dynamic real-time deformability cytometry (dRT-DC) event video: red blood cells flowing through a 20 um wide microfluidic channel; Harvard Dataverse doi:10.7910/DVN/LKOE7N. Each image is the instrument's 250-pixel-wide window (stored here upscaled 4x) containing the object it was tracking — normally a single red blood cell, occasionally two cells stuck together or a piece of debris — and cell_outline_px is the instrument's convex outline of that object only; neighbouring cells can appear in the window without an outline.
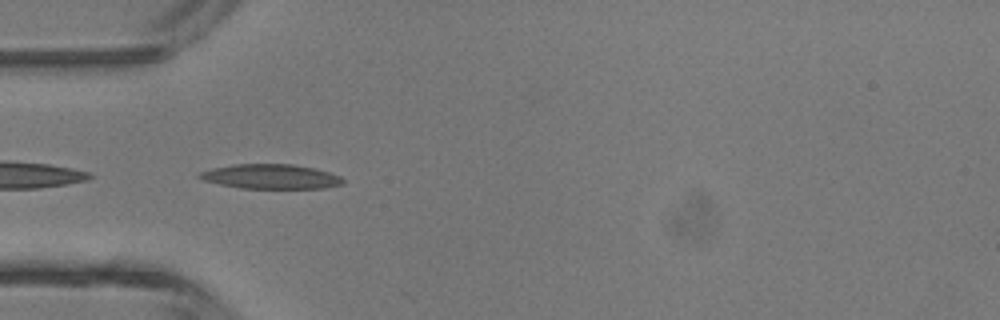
{"species": "common noctule bat (a hibernating species)", "species_latin": "Nyctalus noctula", "temperature_condition": "room temperature", "stored_images_in_passage": 30, "camera_frame_rate_fps": 3000, "um_per_image_px": 0.085, "animal": {"sex": "male", "body_mass_g": 13.3}, "frame": {"image": 1, "passage_image": 2, "time_ms": 0.333, "image_size_px": [1000, 320], "cell_outline_px": [[344, 184], [324, 188], [240, 188], [220, 184], [204, 180], [196, 176], [200, 172], [212, 168], [236, 164], [292, 164], [312, 168], [328, 172], [340, 176], [344, 180]], "centroid_in_image_um": [23.02, 15.01], "position_along_channel_um": 62.0, "area_um2": 20.4}}
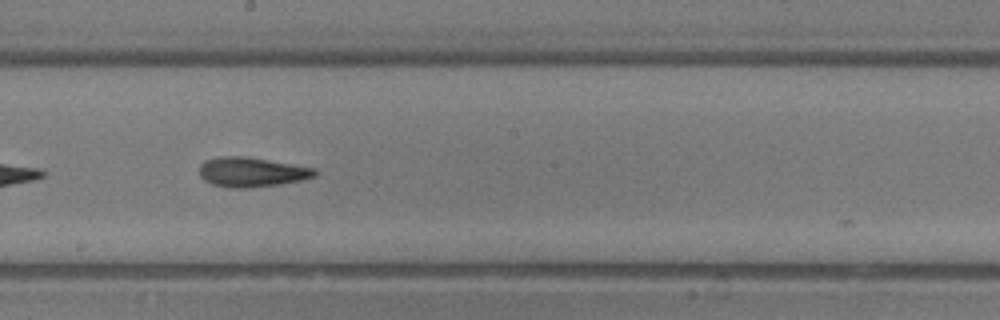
{"frame": {"image": 2, "passage_image": 13, "time_ms": 4.0, "image_size_px": [1000, 320], "cell_outline_px": [[316, 176], [300, 180], [280, 184], [248, 188], [232, 188], [212, 184], [204, 180], [200, 176], [200, 164], [204, 160], [220, 156], [248, 156], [316, 168]], "centroid_in_image_um": [21.38, 14.61], "position_along_channel_um": 226.8, "area_um2": 20.06}}
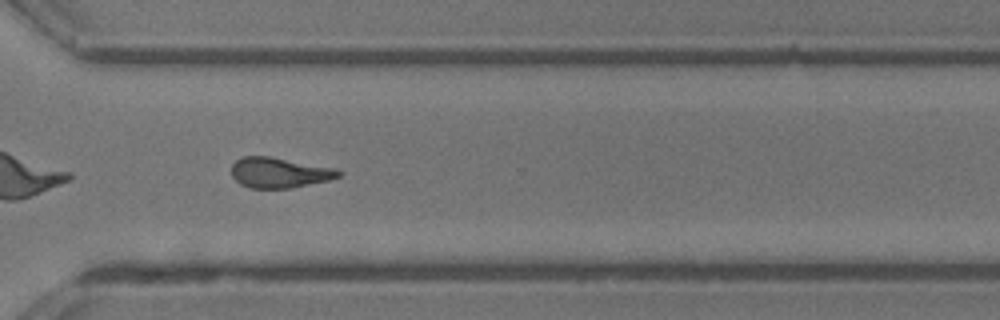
{"frame": {"image": 3, "passage_image": 21, "time_ms": 6.667, "image_size_px": [1000, 320], "cell_outline_px": [[340, 176], [328, 180], [288, 188], [248, 188], [240, 184], [232, 176], [232, 164], [236, 160], [244, 156], [272, 156], [336, 168], [340, 172]], "centroid_in_image_um": [23.71, 14.66], "position_along_channel_um": 346.9, "area_um2": 18.9}, "authors_computed_cell_mechanics": {"area_um2": 18.9584, "velocity_mm_per_s": 4.5187, "shape_relaxation_time_tau1_ms": null, "shape_relaxation_time_tau2_ms": 9.2857, "deformation_change_tau1": null, "deformation_change_tau2": 0.2555}}